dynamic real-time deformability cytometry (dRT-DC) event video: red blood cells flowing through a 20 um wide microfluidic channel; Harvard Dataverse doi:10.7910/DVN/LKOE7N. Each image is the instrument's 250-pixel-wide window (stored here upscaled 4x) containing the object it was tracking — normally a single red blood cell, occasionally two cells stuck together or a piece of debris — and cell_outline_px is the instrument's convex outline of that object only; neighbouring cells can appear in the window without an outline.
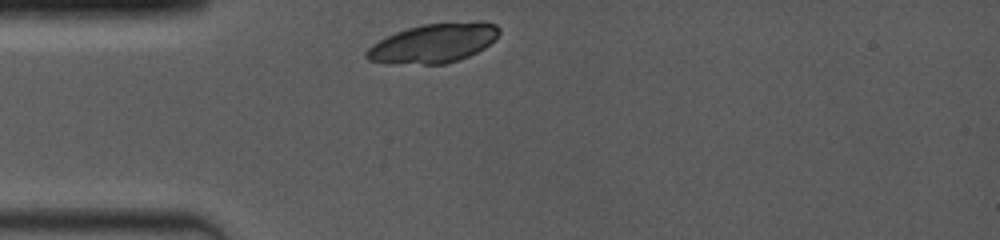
{"species": "common noctule bat (a hibernating species)", "species_latin": "Nyctalus noctula", "temperature_condition": "room temperature", "stored_images_in_passage": 20, "camera_frame_rate_fps": 4000, "um_per_image_px": 0.085, "animal": {"sex": "female", "body_mass_g": 19.0, "forearm_length_mm": 53.3}, "frame": {"image": 1, "passage_image": 1, "time_ms": 0.0, "image_size_px": [1000, 240], "cell_outline_px": [[500, 32], [484, 48], [468, 56], [444, 64], [424, 64], [368, 60], [364, 56], [364, 52], [372, 44], [396, 32], [408, 28], [424, 24], [496, 24], [500, 28]], "centroid_in_image_um": [36.79, 3.7], "position_along_channel_um": 48.2, "area_um2": 28.84}}
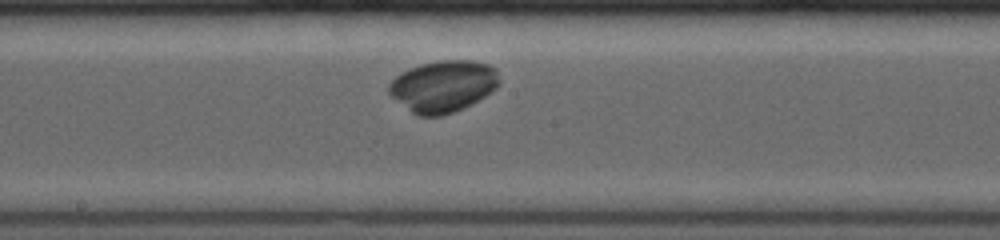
{"frame": {"image": 2, "passage_image": 18, "time_ms": 4.5, "image_size_px": [1000, 240], "cell_outline_px": [[500, 84], [496, 88], [484, 96], [452, 112], [440, 116], [420, 116], [412, 112], [392, 96], [388, 92], [388, 84], [400, 72], [408, 68], [420, 64], [440, 60], [472, 60], [488, 64], [496, 68], [500, 80]], "centroid_in_image_um": [37.66, 7.3], "position_along_channel_um": 210.5, "area_um2": 33.0}}
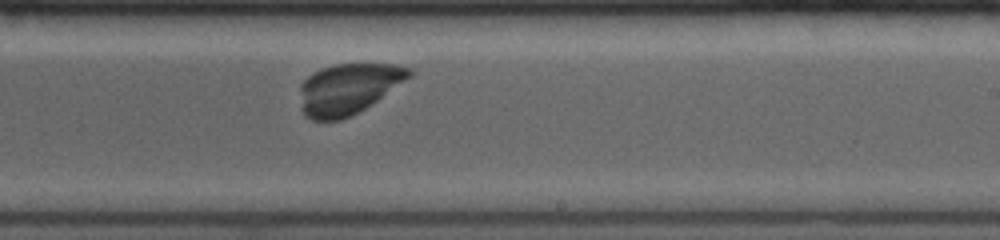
{"frame": {"image": 3, "passage_image": 20, "time_ms": 5.75, "image_size_px": [1000, 240], "cell_outline_px": [[412, 76], [372, 104], [352, 116], [340, 120], [312, 120], [304, 116], [300, 108], [300, 84], [312, 72], [336, 64], [392, 64], [412, 68]], "centroid_in_image_um": [29.58, 7.56], "position_along_channel_um": 259.4, "area_um2": 32.48}}